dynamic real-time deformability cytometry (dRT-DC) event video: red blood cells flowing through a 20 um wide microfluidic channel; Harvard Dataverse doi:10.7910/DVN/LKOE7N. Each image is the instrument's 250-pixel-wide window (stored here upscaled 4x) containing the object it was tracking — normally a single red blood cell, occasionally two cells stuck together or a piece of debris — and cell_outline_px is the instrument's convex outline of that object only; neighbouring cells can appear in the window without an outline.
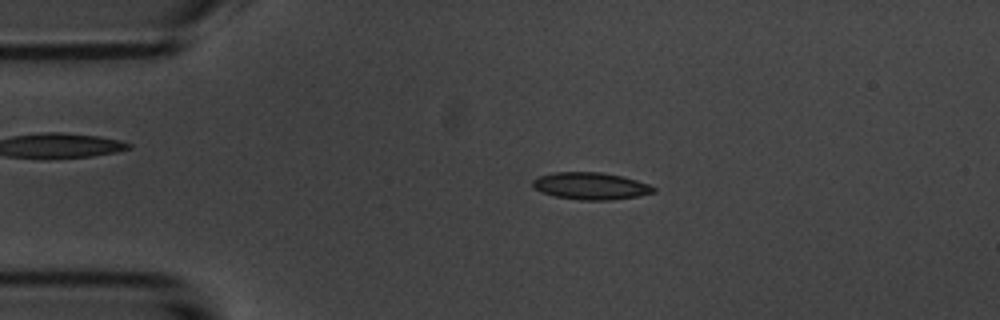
{"species": "common noctule bat (a hibernating species)", "species_latin": "Nyctalus noctula", "temperature_condition": "room temperature", "stored_images_in_passage": 4, "camera_frame_rate_fps": 3000, "um_per_image_px": 0.085, "animal": {"sex": "male", "body_mass_g": 20.1, "forearm_length_mm": 53.5}, "frame": {"image": 1, "passage_image": 3, "time_ms": 2.333, "image_size_px": [1000, 320], "cell_outline_px": [[656, 192], [640, 196], [612, 200], [580, 200], [556, 196], [540, 192], [532, 188], [532, 180], [536, 176], [552, 172], [600, 172], [624, 176], [648, 184], [656, 188]], "centroid_in_image_um": [50.19, 15.8], "position_along_channel_um": 34.8, "area_um2": 19.42}}